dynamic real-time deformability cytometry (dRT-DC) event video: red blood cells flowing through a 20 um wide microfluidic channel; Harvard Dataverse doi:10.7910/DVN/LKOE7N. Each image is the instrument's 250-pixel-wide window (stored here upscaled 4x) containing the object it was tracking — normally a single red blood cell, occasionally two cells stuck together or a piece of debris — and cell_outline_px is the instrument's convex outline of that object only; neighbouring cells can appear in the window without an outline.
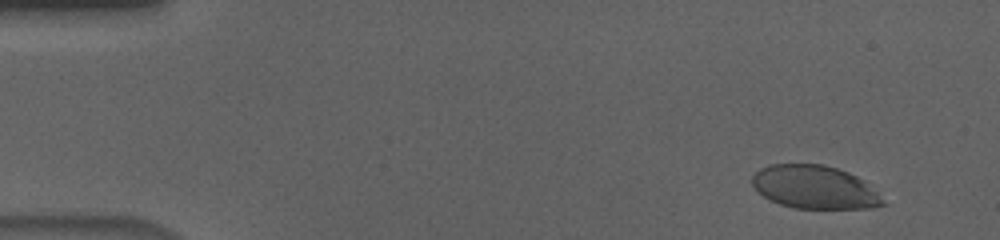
{"species": "human", "species_latin": "Homo sapiens", "temperature_condition": "cold", "stored_images_in_passage": 57, "camera_frame_rate_fps": 3000, "um_per_image_px": 0.085, "donor": {"sex": "male"}, "frame": {"image": 1, "passage_image": 5, "time_ms": 1.333, "image_size_px": [1000, 240], "cell_outline_px": [[888, 204], [872, 208], [792, 208], [780, 204], [764, 196], [752, 184], [752, 176], [760, 168], [768, 164], [824, 164], [848, 172], [864, 180]], "centroid_in_image_um": [69.25, 15.9], "position_along_channel_um": 15.7, "area_um2": 32.83}}
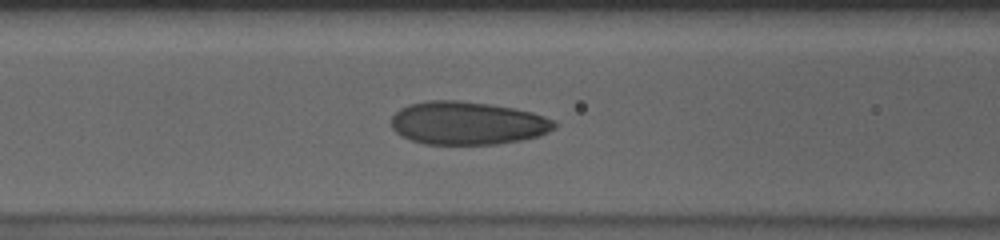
{"frame": {"image": 2, "passage_image": 24, "time_ms": 7.667, "image_size_px": [1000, 240], "cell_outline_px": [[556, 128], [540, 136], [520, 140], [496, 144], [424, 144], [412, 140], [396, 132], [392, 128], [392, 116], [400, 108], [408, 104], [428, 100], [456, 100], [488, 104], [516, 108], [532, 112], [556, 120]], "centroid_in_image_um": [39.76, 10.46], "position_along_channel_um": 126.8, "area_um2": 41.1}}
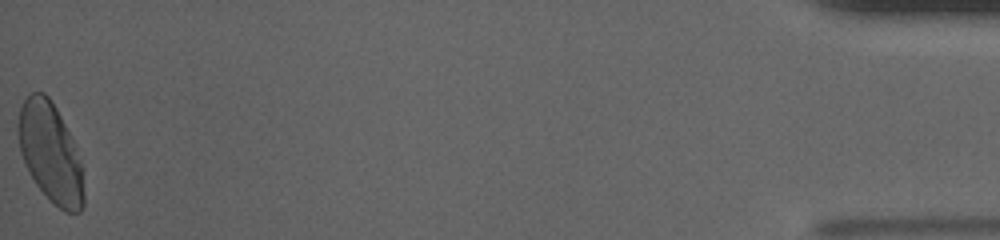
{"frame": {"image": 3, "passage_image": 57, "time_ms": 18.667, "image_size_px": [1000, 240], "cell_outline_px": [[84, 204], [80, 212], [64, 212], [36, 184], [20, 152], [16, 128], [16, 124], [20, 108], [24, 100], [32, 92], [44, 92], [48, 96], [56, 108], [72, 140], [80, 160], [84, 196]], "centroid_in_image_um": [4.26, 12.95], "position_along_channel_um": 430.9, "area_um2": 37.4}, "authors_computed_cell_mechanics": {"area_um2": 39.4774, "velocity_mm_per_s": 3.6383, "shape_relaxation_time_tau1_ms": 5.2711, "shape_relaxation_time_tau2_ms": 0.8588, "deformation_change_tau1": 0.183, "deformation_change_tau2": 0.0494}}